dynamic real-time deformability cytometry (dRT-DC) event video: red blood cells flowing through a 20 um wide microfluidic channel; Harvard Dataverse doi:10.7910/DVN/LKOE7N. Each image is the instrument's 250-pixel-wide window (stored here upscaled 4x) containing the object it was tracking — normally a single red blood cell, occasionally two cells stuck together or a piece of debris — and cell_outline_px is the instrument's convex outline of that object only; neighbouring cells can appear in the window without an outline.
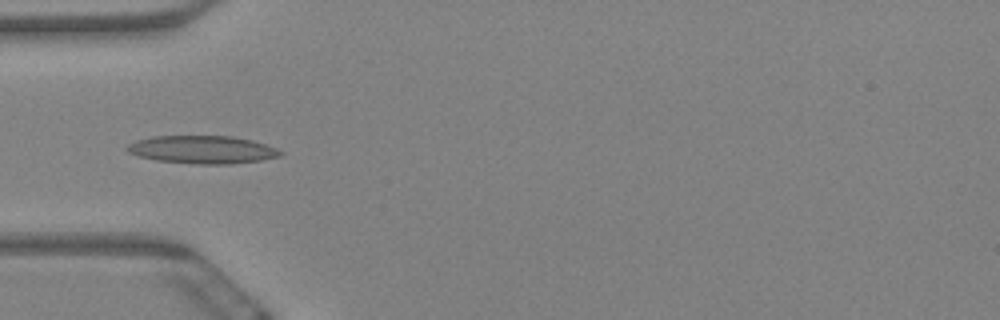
{"species": "Egyptian fruit bat (a non-hibernating species)", "species_latin": "Rousettus aegyptiacus", "temperature_condition": "warm", "stored_images_in_passage": 8, "camera_frame_rate_fps": 3000, "um_per_image_px": 0.085, "animal": {"sex": "female"}, "frame": {"image": 1, "passage_image": 4, "time_ms": 1.0, "image_size_px": [1000, 320], "cell_outline_px": [[284, 152], [280, 156], [260, 160], [228, 164], [196, 164], [156, 160], [140, 156], [128, 152], [124, 148], [128, 144], [136, 140], [152, 136], [232, 136], [252, 140], [276, 148]], "centroid_in_image_um": [17.18, 12.71], "position_along_channel_um": 67.8, "area_um2": 24.85}}
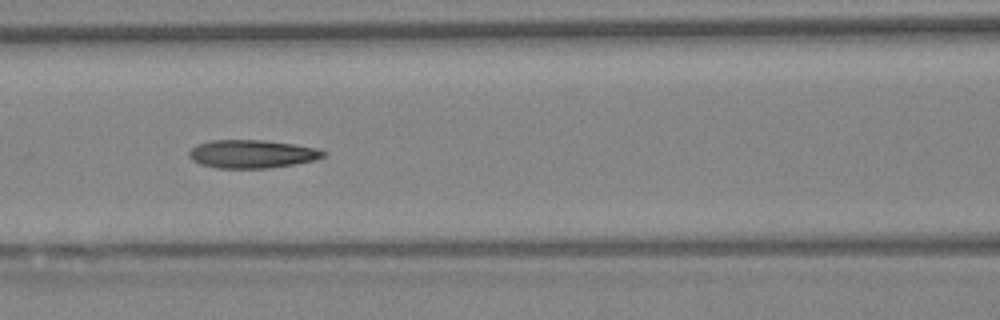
{"frame": {"image": 2, "passage_image": 6, "time_ms": 1.667, "image_size_px": [1000, 320], "cell_outline_px": [[324, 156], [316, 160], [296, 164], [268, 168], [216, 168], [200, 164], [192, 160], [188, 156], [188, 152], [196, 144], [212, 140], [264, 140], [292, 144], [316, 148], [324, 152]], "centroid_in_image_um": [21.38, 13.09], "position_along_channel_um": 145.2, "area_um2": 22.08}}
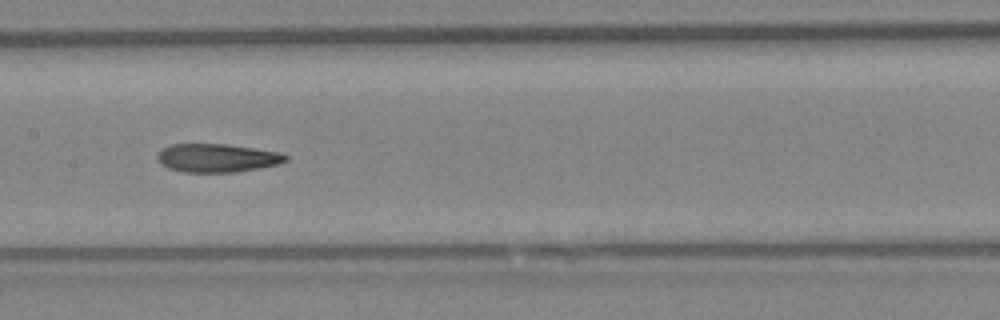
{"frame": {"image": 3, "passage_image": 7, "time_ms": 2.0, "image_size_px": [1000, 320], "cell_outline_px": [[288, 160], [280, 164], [236, 172], [184, 172], [168, 168], [160, 164], [156, 160], [156, 156], [168, 144], [224, 144], [280, 152], [288, 156]], "centroid_in_image_um": [18.44, 13.43], "position_along_channel_um": 189.0, "area_um2": 21.27}}